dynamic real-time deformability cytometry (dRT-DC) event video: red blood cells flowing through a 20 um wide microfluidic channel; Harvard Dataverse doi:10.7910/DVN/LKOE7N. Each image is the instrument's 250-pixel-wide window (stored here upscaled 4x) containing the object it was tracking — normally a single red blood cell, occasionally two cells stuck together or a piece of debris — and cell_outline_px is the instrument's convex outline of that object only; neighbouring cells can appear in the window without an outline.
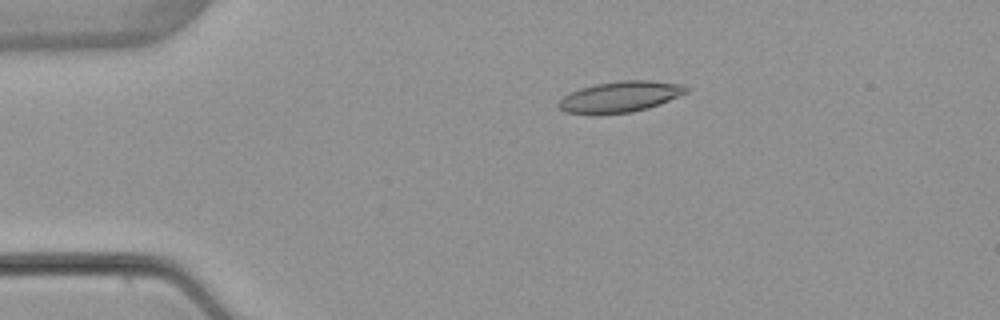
{"species": "common noctule bat (a hibernating species)", "species_latin": "Nyctalus noctula", "temperature_condition": "warm", "stored_images_in_passage": 5, "camera_frame_rate_fps": 3000, "um_per_image_px": 0.085, "animal": {"sex": "female", "body_mass_g": 22.7, "forearm_length_mm": 54.2}, "frame": {"image": 1, "passage_image": 3, "time_ms": 3.333, "image_size_px": [1000, 320], "cell_outline_px": [[688, 92], [660, 104], [648, 108], [632, 112], [564, 112], [556, 104], [564, 96], [580, 88], [596, 84], [620, 80], [648, 80], [684, 84], [688, 88]], "centroid_in_image_um": [52.78, 8.19], "position_along_channel_um": 32.2, "area_um2": 22.43}}
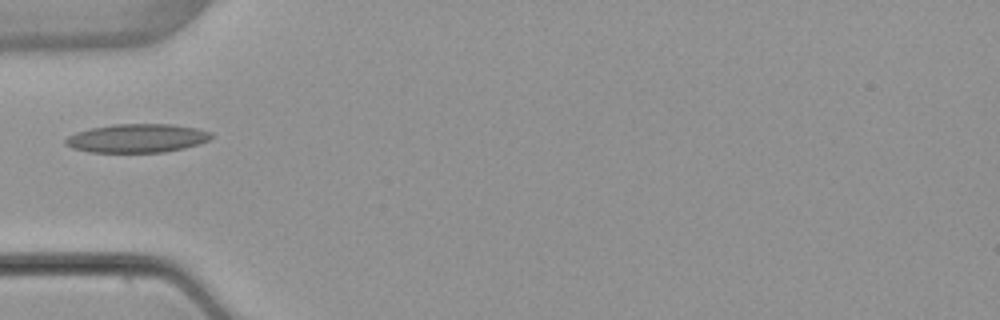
{"frame": {"image": 2, "passage_image": 5, "time_ms": 5.667, "image_size_px": [1000, 320], "cell_outline_px": [[212, 136], [208, 140], [200, 144], [184, 148], [164, 152], [88, 152], [72, 148], [64, 144], [64, 140], [68, 136], [76, 132], [92, 128], [116, 124], [172, 124], [196, 128], [212, 132]], "centroid_in_image_um": [11.65, 11.75], "position_along_channel_um": 73.4, "area_um2": 24.33}}